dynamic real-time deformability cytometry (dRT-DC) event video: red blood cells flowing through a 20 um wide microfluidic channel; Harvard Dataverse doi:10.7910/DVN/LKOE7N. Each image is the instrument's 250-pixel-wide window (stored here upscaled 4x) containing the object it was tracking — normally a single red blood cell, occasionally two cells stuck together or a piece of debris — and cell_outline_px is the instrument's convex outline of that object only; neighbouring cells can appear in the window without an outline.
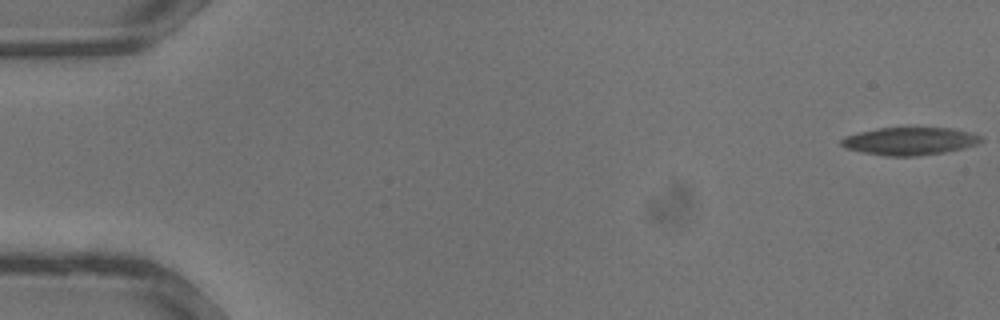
{"species": "common noctule bat (a hibernating species)", "species_latin": "Nyctalus noctula", "temperature_condition": "warm", "stored_images_in_passage": 18, "camera_frame_rate_fps": 3000, "um_per_image_px": 0.085, "animal": {"sex": "male", "body_mass_g": 13.3}, "frame": {"image": 1, "passage_image": 1, "time_ms": 0.0, "image_size_px": [1000, 320], "cell_outline_px": [[984, 140], [976, 144], [944, 152], [920, 156], [888, 156], [864, 152], [844, 148], [840, 144], [840, 140], [844, 136], [860, 132], [880, 128], [952, 128], [984, 136]], "centroid_in_image_um": [77.32, 11.99], "position_along_channel_um": 7.7, "area_um2": 22.43}}
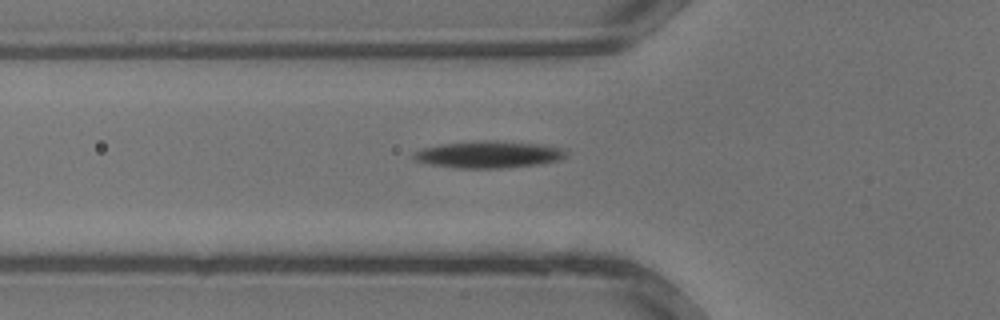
{"frame": {"image": 2, "passage_image": 13, "time_ms": 4.0, "image_size_px": [1000, 320], "cell_outline_px": [[568, 152], [560, 160], [536, 164], [500, 168], [460, 168], [428, 164], [416, 160], [412, 156], [412, 152], [420, 148], [440, 144], [484, 140], [492, 140], [536, 144], [560, 148]], "centroid_in_image_um": [41.45, 13.13], "position_along_channel_um": 84.4, "area_um2": 23.7}}
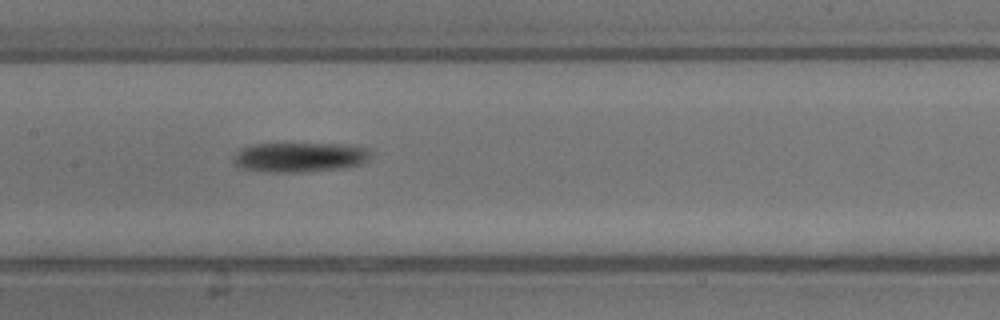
{"frame": {"image": 3, "passage_image": 18, "time_ms": 5.667, "image_size_px": [1000, 320], "cell_outline_px": [[372, 156], [368, 160], [360, 164], [348, 168], [304, 172], [268, 172], [244, 168], [236, 164], [232, 160], [236, 152], [240, 148], [252, 144], [344, 144], [372, 148]], "centroid_in_image_um": [25.56, 13.36], "position_along_channel_um": 181.8, "area_um2": 24.1}}